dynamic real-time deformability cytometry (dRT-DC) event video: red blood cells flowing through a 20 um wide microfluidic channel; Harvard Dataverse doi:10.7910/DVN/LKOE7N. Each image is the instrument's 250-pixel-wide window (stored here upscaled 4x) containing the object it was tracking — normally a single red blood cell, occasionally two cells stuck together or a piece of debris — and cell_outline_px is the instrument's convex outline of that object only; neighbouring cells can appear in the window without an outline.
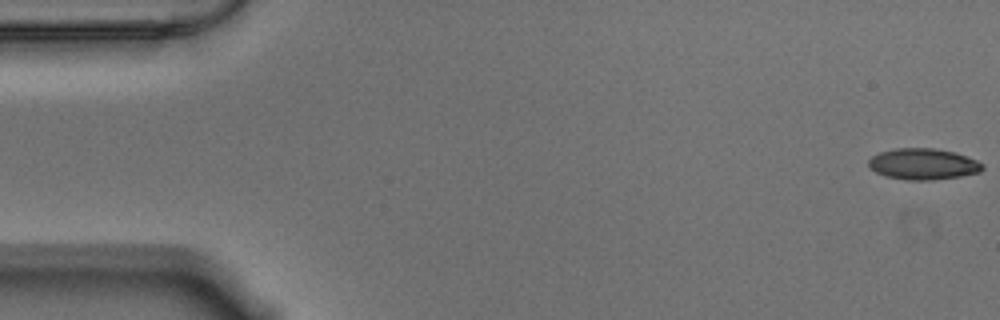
{"species": "Egyptian fruit bat (a non-hibernating species)", "species_latin": "Rousettus aegyptiacus", "temperature_condition": "warm", "stored_images_in_passage": 57, "camera_frame_rate_fps": 3000, "um_per_image_px": 0.085, "animal": {"sex": "male"}, "frame": {"image": 1, "passage_image": 1, "time_ms": 0.0, "image_size_px": [1000, 320], "cell_outline_px": [[984, 168], [980, 172], [960, 176], [932, 180], [908, 180], [888, 176], [876, 172], [868, 164], [868, 160], [872, 156], [880, 152], [896, 148], [932, 148], [956, 152], [976, 160], [984, 164]], "centroid_in_image_um": [78.5, 13.94], "position_along_channel_um": 6.5, "area_um2": 20.58}}
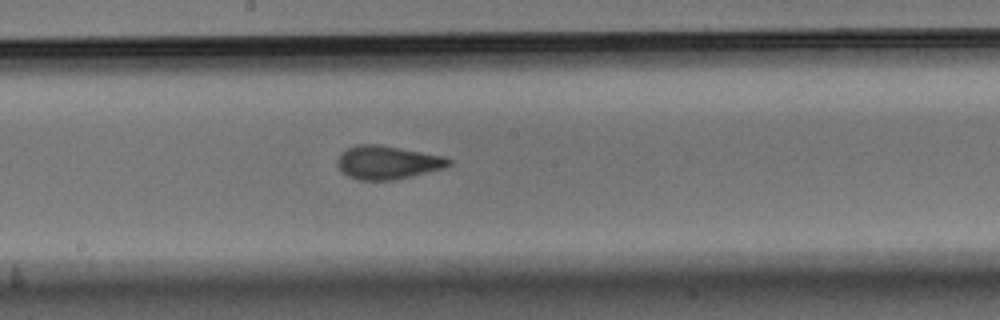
{"frame": {"image": 2, "passage_image": 30, "time_ms": 9.667, "image_size_px": [1000, 320], "cell_outline_px": [[452, 164], [444, 168], [396, 180], [360, 180], [348, 176], [340, 172], [336, 164], [336, 160], [340, 152], [356, 144], [376, 144], [400, 148], [444, 156], [452, 160]], "centroid_in_image_um": [32.9, 13.81], "position_along_channel_um": 215.3, "area_um2": 21.91}}
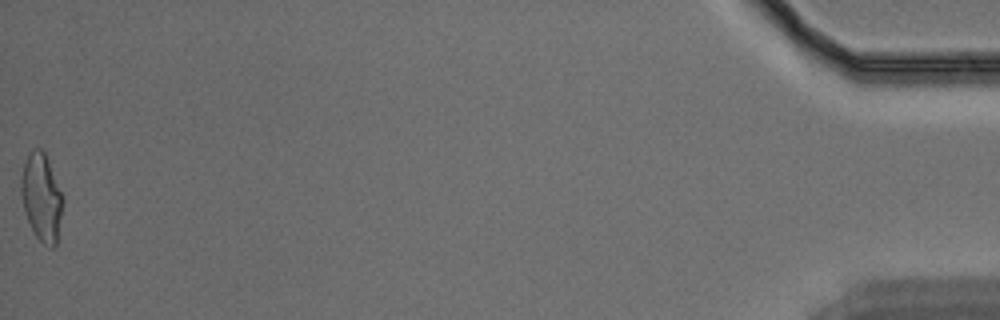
{"frame": {"image": 3, "passage_image": 57, "time_ms": 18.667, "image_size_px": [1000, 320], "cell_outline_px": [[64, 200], [56, 244], [52, 248], [44, 244], [36, 236], [24, 212], [20, 192], [20, 180], [24, 160], [28, 152], [32, 148], [40, 148], [44, 152], [48, 160]], "centroid_in_image_um": [3.5, 16.74], "position_along_channel_um": 431.7, "area_um2": 21.33}, "authors_computed_cell_mechanics": {"area_um2": 21.097, "velocity_mm_per_s": 3.549, "shape_relaxation_time_tau1_ms": 7.5017, "shape_relaxation_time_tau2_ms": 1.5163, "deformation_change_tau1": 0.1891, "deformation_change_tau2": 0.0781}}